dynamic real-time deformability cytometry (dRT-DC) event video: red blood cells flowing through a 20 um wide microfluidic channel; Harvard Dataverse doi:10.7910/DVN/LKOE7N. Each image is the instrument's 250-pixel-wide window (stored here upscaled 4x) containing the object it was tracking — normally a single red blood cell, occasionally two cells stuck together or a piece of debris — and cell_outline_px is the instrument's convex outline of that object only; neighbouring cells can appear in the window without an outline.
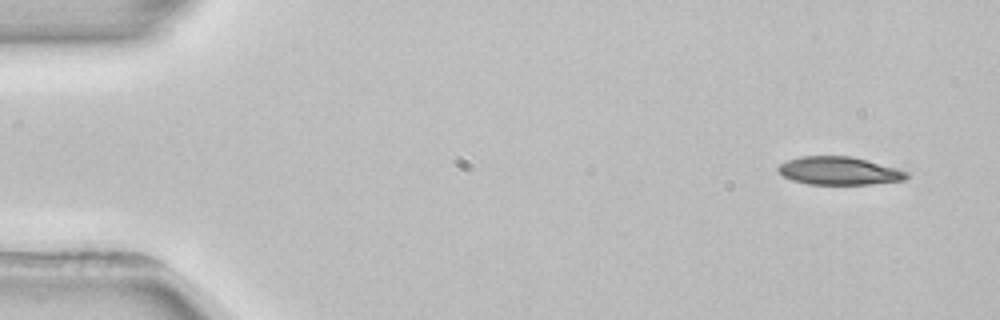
{"species": "common noctule bat (a hibernating species)", "species_latin": "Nyctalus noctula", "temperature_condition": "room temperature", "stored_images_in_passage": 4, "camera_frame_rate_fps": 3000, "um_per_image_px": 0.085, "animal": {"sex": "female", "body_mass_g": 22.7, "forearm_length_mm": 54.2}, "frame": {"image": 1, "passage_image": 1, "time_ms": 0.0, "image_size_px": [1000, 320], "cell_outline_px": [[908, 180], [872, 184], [808, 184], [792, 180], [776, 172], [776, 168], [780, 164], [788, 160], [800, 156], [852, 156], [868, 160], [896, 168], [908, 172]], "centroid_in_image_um": [71.32, 14.52], "position_along_channel_um": 13.7, "area_um2": 21.15}}
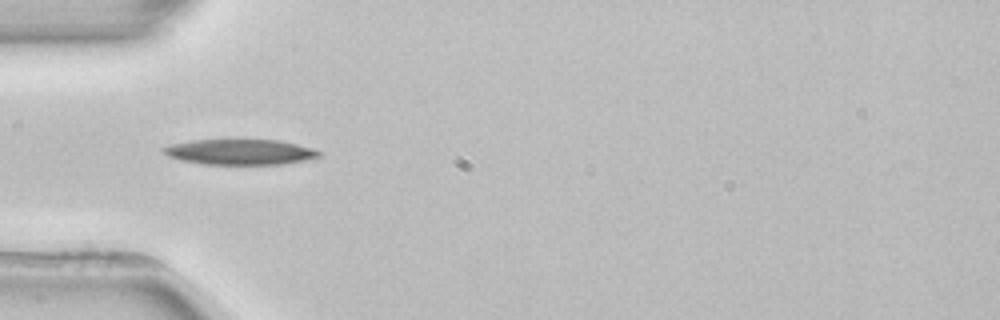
{"frame": {"image": 2, "passage_image": 4, "time_ms": 4.333, "image_size_px": [1000, 320], "cell_outline_px": [[324, 156], [284, 164], [204, 164], [180, 160], [168, 156], [160, 152], [160, 148], [172, 144], [192, 140], [280, 140], [312, 148], [324, 152]], "centroid_in_image_um": [20.41, 12.92], "position_along_channel_um": 64.6, "area_um2": 23.24}}